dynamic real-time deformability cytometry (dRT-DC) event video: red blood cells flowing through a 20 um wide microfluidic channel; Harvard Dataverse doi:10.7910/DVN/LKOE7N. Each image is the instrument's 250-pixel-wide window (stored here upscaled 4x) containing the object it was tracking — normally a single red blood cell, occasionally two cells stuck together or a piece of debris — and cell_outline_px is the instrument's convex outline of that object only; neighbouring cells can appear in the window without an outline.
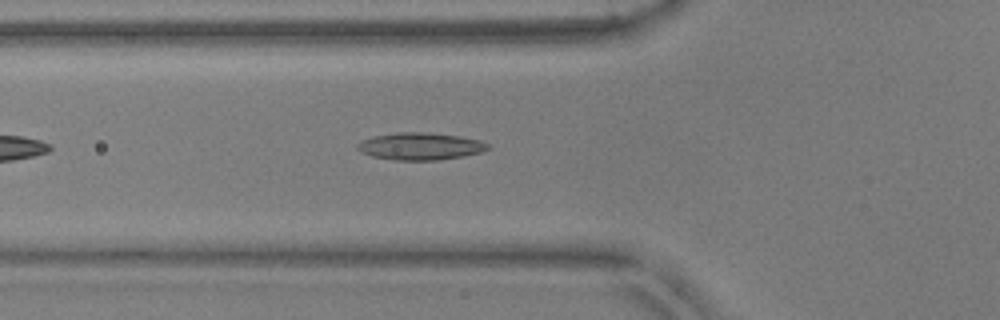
{"species": "common noctule bat (a hibernating species)", "species_latin": "Nyctalus noctula", "temperature_condition": "warm", "stored_images_in_passage": 13, "camera_frame_rate_fps": 3000, "um_per_image_px": 0.085, "animal": {"sex": "male", "body_mass_g": 17.9, "forearm_length_mm": 54.2}, "frame": {"image": 1, "passage_image": 7, "time_ms": 2.0, "image_size_px": [1000, 320], "cell_outline_px": [[492, 148], [480, 152], [464, 156], [436, 160], [392, 160], [372, 156], [360, 152], [356, 148], [356, 144], [360, 140], [372, 136], [396, 132], [424, 132], [460, 136], [480, 140], [488, 144]], "centroid_in_image_um": [35.68, 12.43], "position_along_channel_um": 90.1, "area_um2": 20.92}}
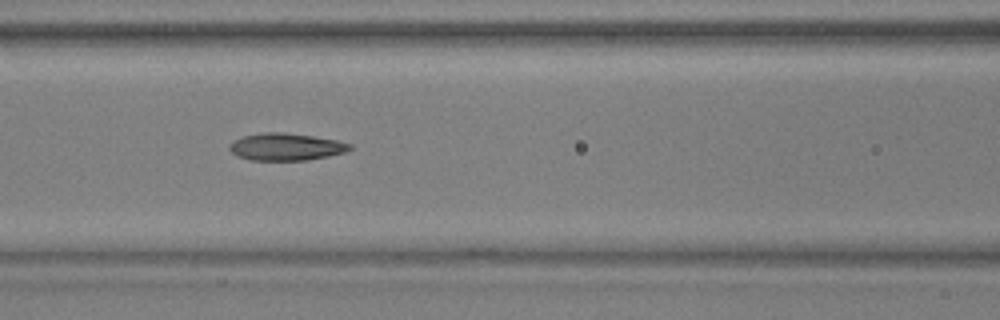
{"frame": {"image": 2, "passage_image": 11, "time_ms": 3.333, "image_size_px": [1000, 320], "cell_outline_px": [[352, 148], [344, 152], [328, 156], [308, 160], [252, 160], [236, 156], [228, 148], [228, 144], [232, 140], [240, 136], [264, 132], [280, 132], [312, 136], [336, 140], [352, 144]], "centroid_in_image_um": [24.25, 12.47], "position_along_channel_um": 142.4, "area_um2": 19.19}}